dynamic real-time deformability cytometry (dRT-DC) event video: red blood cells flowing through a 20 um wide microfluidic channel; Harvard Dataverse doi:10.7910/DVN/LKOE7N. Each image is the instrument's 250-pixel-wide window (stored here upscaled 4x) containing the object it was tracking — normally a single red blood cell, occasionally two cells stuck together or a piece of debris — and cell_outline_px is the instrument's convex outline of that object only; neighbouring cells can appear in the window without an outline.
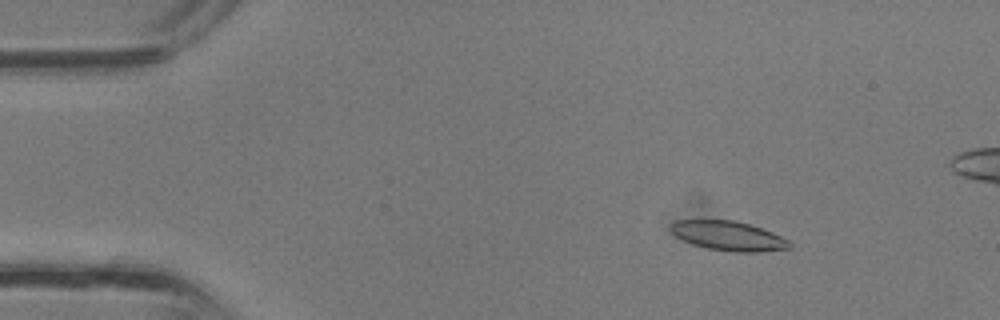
{"species": "common noctule bat (a hibernating species)", "species_latin": "Nyctalus noctula", "temperature_condition": "room temperature", "stored_images_in_passage": 37, "camera_frame_rate_fps": 3000, "um_per_image_px": 0.085, "animal": {"sex": "male", "body_mass_g": 13.3}, "frame": {"image": 1, "passage_image": 5, "time_ms": 1.333, "image_size_px": [1000, 320], "cell_outline_px": [[792, 244], [788, 248], [760, 252], [732, 252], [708, 248], [692, 244], [676, 236], [668, 228], [676, 220], [732, 220], [748, 224], [772, 232], [788, 240]], "centroid_in_image_um": [61.89, 20.05], "position_along_channel_um": 23.1, "area_um2": 20.17}}
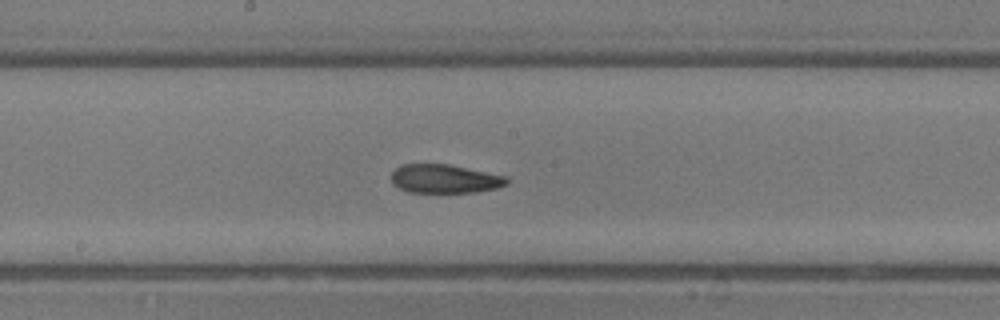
{"frame": {"image": 2, "passage_image": 19, "time_ms": 6.0, "image_size_px": [1000, 320], "cell_outline_px": [[508, 184], [496, 188], [476, 192], [408, 192], [392, 184], [392, 172], [400, 164], [448, 164], [508, 176]], "centroid_in_image_um": [37.81, 15.19], "position_along_channel_um": 210.4, "area_um2": 19.36}}
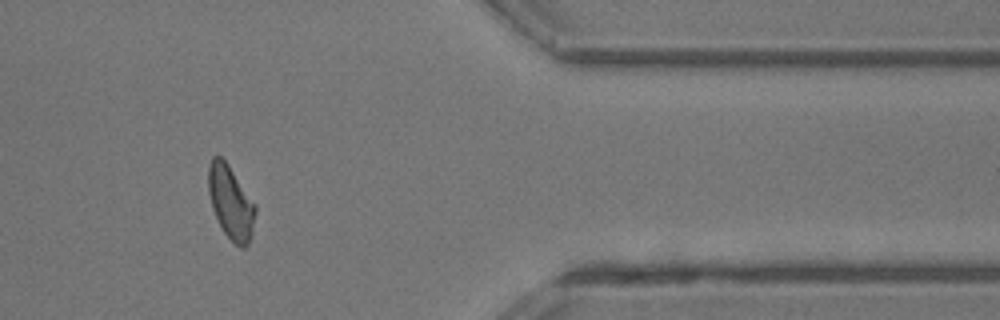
{"frame": {"image": 3, "passage_image": 30, "time_ms": 9.667, "image_size_px": [1000, 320], "cell_outline_px": [[256, 212], [252, 236], [248, 244], [244, 248], [240, 248], [224, 232], [212, 208], [208, 192], [208, 164], [212, 156], [220, 156], [228, 164], [256, 204]], "centroid_in_image_um": [19.62, 17.19], "position_along_channel_um": 391.8, "area_um2": 20.17}}